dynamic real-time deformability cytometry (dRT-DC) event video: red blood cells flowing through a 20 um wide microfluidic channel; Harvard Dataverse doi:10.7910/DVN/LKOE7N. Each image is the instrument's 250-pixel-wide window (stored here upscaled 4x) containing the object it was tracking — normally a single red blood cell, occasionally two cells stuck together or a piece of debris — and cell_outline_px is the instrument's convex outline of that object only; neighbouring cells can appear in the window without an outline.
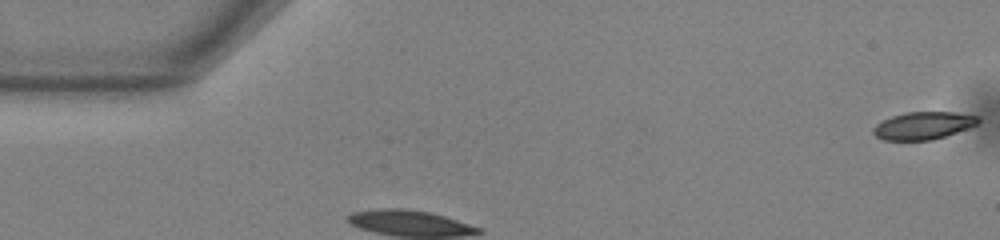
{"species": "common noctule bat (a hibernating species)", "species_latin": "Nyctalus noctula", "temperature_condition": "warm", "stored_images_in_passage": 3, "camera_frame_rate_fps": 3000, "um_per_image_px": 0.085, "animal": {"sex": "male", "body_mass_g": 13.0, "forearm_length_mm": 53.1}, "frame": {"image": 1, "passage_image": 1, "time_ms": 0.0, "image_size_px": [1000, 240], "cell_outline_px": [[980, 120], [976, 124], [956, 132], [932, 140], [884, 140], [876, 136], [872, 132], [872, 128], [876, 124], [892, 116], [908, 112], [952, 112], [976, 116]], "centroid_in_image_um": [78.43, 10.68], "position_along_channel_um": 6.6, "area_um2": 16.53}}